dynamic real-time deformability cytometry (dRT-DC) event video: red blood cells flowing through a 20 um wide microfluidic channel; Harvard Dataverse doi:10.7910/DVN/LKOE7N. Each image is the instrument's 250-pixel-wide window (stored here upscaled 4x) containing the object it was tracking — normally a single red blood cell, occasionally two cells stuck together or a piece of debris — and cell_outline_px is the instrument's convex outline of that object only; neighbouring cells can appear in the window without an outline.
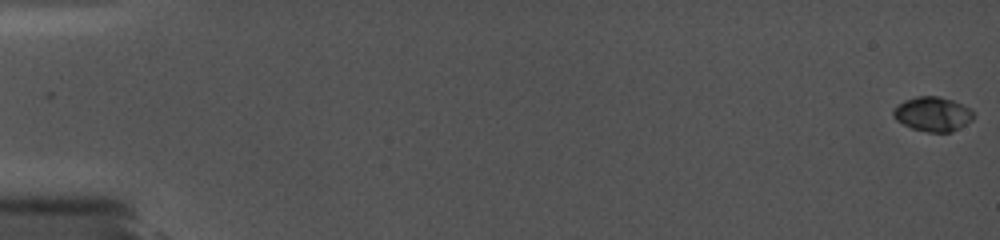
{"species": "common noctule bat (a hibernating species)", "species_latin": "Nyctalus noctula", "temperature_condition": "cold", "stored_images_in_passage": 32, "camera_frame_rate_fps": 5000, "um_per_image_px": 0.085, "animal": {"sex": "female", "body_mass_g": 19.0, "forearm_length_mm": 56.7}, "frame": {"image": 1, "passage_image": 1, "time_ms": 0.0, "image_size_px": [1000, 240], "cell_outline_px": [[972, 120], [952, 132], [928, 132], [912, 128], [896, 120], [892, 116], [892, 108], [904, 100], [916, 96], [936, 96], [952, 100], [968, 108], [972, 112]], "centroid_in_image_um": [79.22, 9.69], "position_along_channel_um": 5.8, "area_um2": 15.95}}
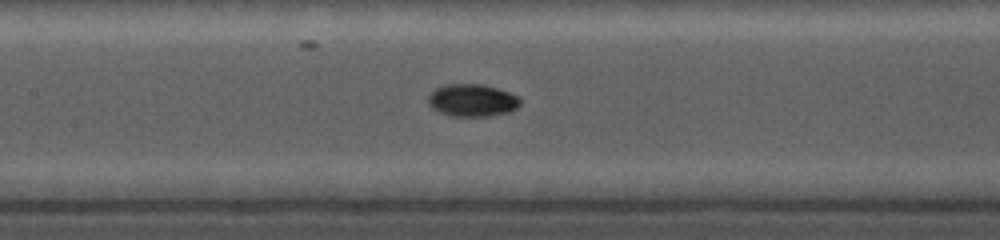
{"frame": {"image": 2, "passage_image": 16, "time_ms": 9.0, "image_size_px": [1000, 240], "cell_outline_px": [[520, 104], [516, 108], [508, 112], [488, 116], [452, 116], [440, 112], [432, 108], [428, 104], [428, 96], [436, 88], [444, 84], [484, 84], [520, 96]], "centroid_in_image_um": [40.13, 8.52], "position_along_channel_um": 167.3, "area_um2": 17.4}}
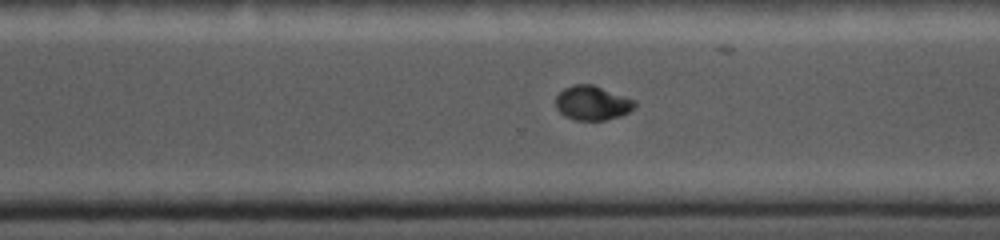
{"frame": {"image": 3, "passage_image": 27, "time_ms": 13.0, "image_size_px": [1000, 240], "cell_outline_px": [[636, 108], [620, 116], [604, 120], [576, 120], [564, 116], [556, 108], [556, 96], [564, 88], [572, 84], [592, 84], [636, 100]], "centroid_in_image_um": [50.35, 8.75], "position_along_channel_um": 320.2, "area_um2": 15.9}}